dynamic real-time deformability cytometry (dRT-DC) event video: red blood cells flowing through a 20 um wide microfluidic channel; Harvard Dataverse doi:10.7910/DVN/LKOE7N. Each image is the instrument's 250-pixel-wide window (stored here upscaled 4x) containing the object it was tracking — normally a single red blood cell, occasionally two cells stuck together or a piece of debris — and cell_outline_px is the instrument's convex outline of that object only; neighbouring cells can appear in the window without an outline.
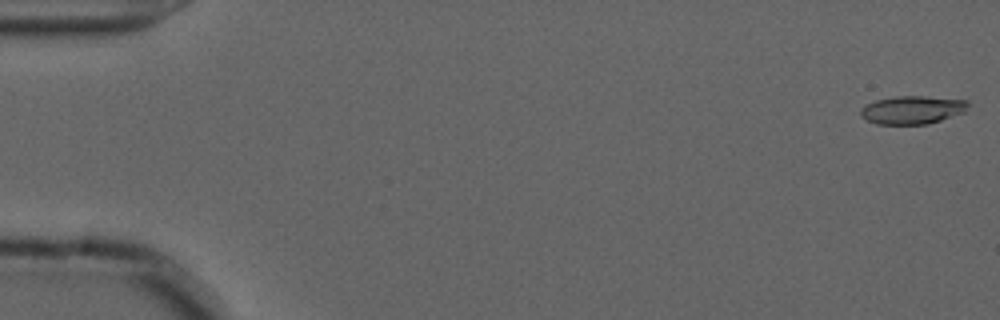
{"species": "common noctule bat (a hibernating species)", "species_latin": "Nyctalus noctula", "temperature_condition": "cold", "stored_images_in_passage": 32, "camera_frame_rate_fps": 3000, "um_per_image_px": 0.085, "animal": {"sex": "male", "forearm_length_mm": 52.5}, "frame": {"image": 1, "passage_image": 1, "time_ms": 0.0, "image_size_px": [1000, 320], "cell_outline_px": [[968, 104], [964, 112], [928, 124], [876, 124], [860, 116], [860, 108], [876, 100], [896, 96], [924, 96], [968, 100]], "centroid_in_image_um": [77.53, 9.34], "position_along_channel_um": 7.5, "area_um2": 17.51}}
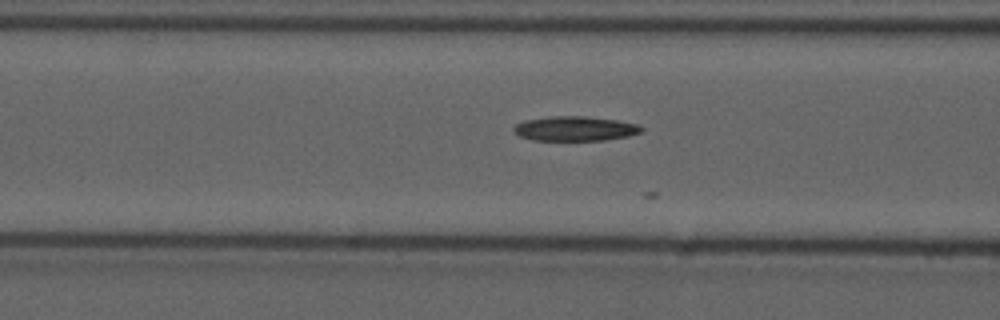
{"frame": {"image": 2, "passage_image": 22, "time_ms": 7.0, "image_size_px": [1000, 320], "cell_outline_px": [[644, 128], [640, 132], [628, 136], [604, 140], [532, 140], [520, 136], [512, 132], [512, 128], [516, 124], [524, 120], [552, 116], [584, 116], [616, 120], [640, 124]], "centroid_in_image_um": [48.86, 10.93], "position_along_channel_um": 117.7, "area_um2": 18.38}}
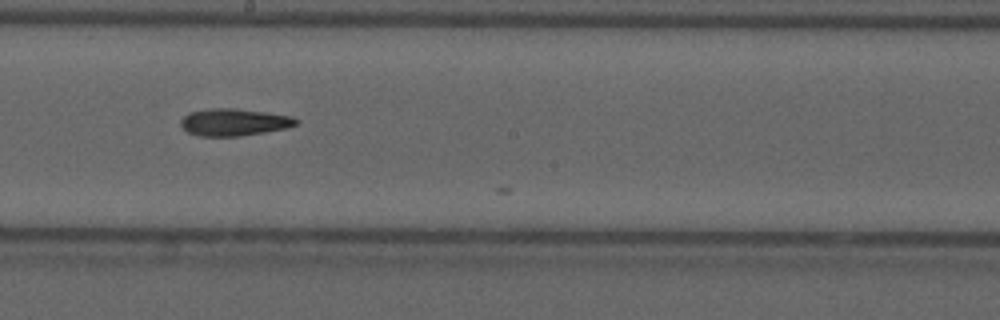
{"frame": {"image": 3, "passage_image": 31, "time_ms": 10.0, "image_size_px": [1000, 320], "cell_outline_px": [[300, 120], [296, 124], [288, 128], [240, 136], [200, 136], [188, 132], [180, 124], [180, 120], [188, 112], [212, 108], [232, 108], [264, 112], [292, 116]], "centroid_in_image_um": [19.89, 10.38], "position_along_channel_um": 228.3, "area_um2": 18.21}}